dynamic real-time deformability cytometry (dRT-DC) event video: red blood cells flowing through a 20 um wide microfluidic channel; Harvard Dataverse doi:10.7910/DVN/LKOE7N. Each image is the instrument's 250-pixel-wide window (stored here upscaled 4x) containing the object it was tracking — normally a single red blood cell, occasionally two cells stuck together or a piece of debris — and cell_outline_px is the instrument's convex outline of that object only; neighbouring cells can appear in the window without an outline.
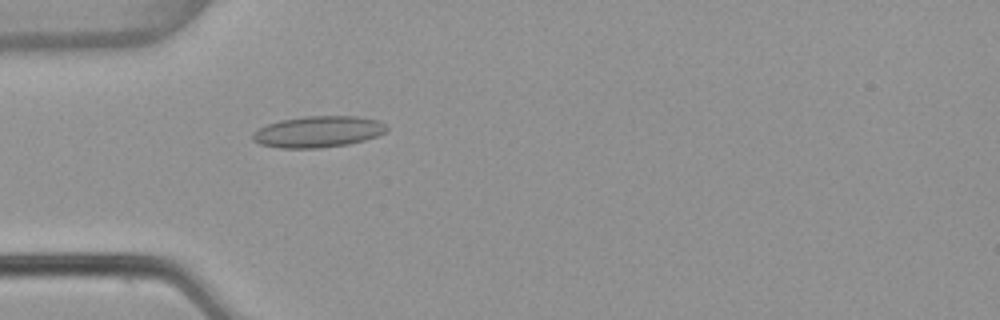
{"species": "common noctule bat (a hibernating species)", "species_latin": "Nyctalus noctula", "temperature_condition": "warm", "stored_images_in_passage": 3, "camera_frame_rate_fps": 3000, "um_per_image_px": 0.085, "animal": {"sex": "female", "body_mass_g": 22.7, "forearm_length_mm": 54.2}, "frame": {"image": 1, "passage_image": 3, "time_ms": 0.667, "image_size_px": [1000, 320], "cell_outline_px": [[388, 128], [384, 132], [376, 136], [364, 140], [348, 144], [320, 148], [280, 148], [260, 144], [252, 140], [252, 132], [268, 124], [280, 120], [304, 116], [356, 116], [376, 120], [384, 124]], "centroid_in_image_um": [27.0, 11.2], "position_along_channel_um": 58.0, "area_um2": 24.33}}